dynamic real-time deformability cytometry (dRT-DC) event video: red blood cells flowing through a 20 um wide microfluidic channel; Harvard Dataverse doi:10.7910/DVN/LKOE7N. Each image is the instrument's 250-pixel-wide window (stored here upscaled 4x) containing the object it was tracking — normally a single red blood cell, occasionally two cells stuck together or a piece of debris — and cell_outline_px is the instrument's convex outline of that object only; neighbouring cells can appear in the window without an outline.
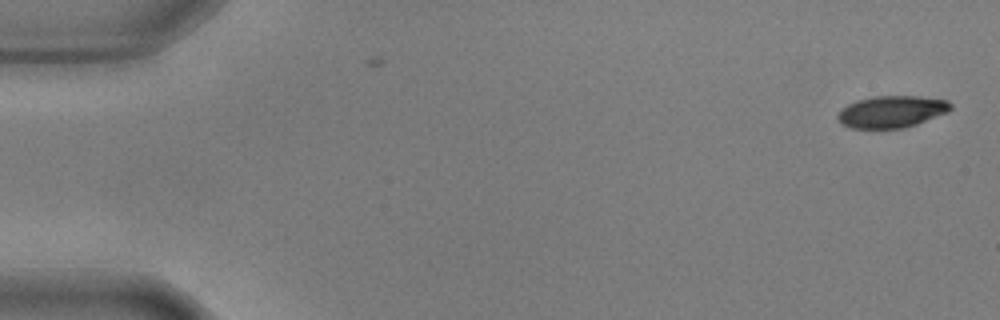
{"species": "common noctule bat (a hibernating species)", "species_latin": "Nyctalus noctula", "temperature_condition": "warm", "stored_images_in_passage": 4, "camera_frame_rate_fps": 3000, "um_per_image_px": 0.085, "animal": {"sex": "male", "body_mass_g": 17.9, "forearm_length_mm": 54.2}, "frame": {"image": 1, "passage_image": 1, "time_ms": 0.0, "image_size_px": [1000, 320], "cell_outline_px": [[952, 108], [948, 112], [916, 124], [904, 128], [852, 128], [840, 124], [836, 116], [848, 104], [856, 100], [876, 96], [920, 96], [948, 100], [952, 104]], "centroid_in_image_um": [75.8, 9.49], "position_along_channel_um": 9.2, "area_um2": 20.98}}